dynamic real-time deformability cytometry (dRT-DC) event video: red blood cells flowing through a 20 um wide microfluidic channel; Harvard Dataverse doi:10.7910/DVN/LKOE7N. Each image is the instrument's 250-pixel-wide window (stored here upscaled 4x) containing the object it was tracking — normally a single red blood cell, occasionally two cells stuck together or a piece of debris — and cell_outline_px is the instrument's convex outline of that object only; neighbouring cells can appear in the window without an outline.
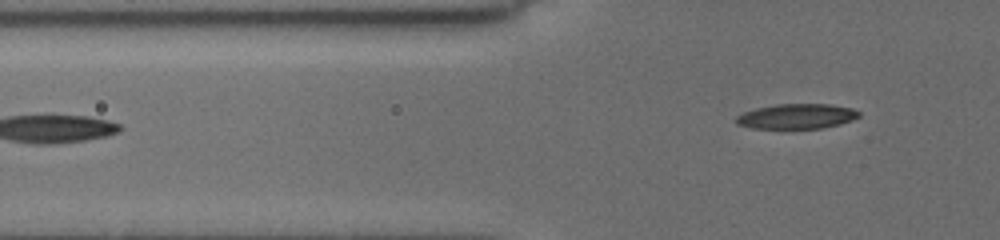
{"species": "common noctule bat (a hibernating species)", "species_latin": "Nyctalus noctula", "temperature_condition": "cold", "stored_images_in_passage": 33, "camera_frame_rate_fps": 3000, "um_per_image_px": 0.085, "animal": {"sex": "female", "body_mass_g": 19.5, "forearm_length_mm": 54.1}, "frame": {"image": 1, "passage_image": 2, "time_ms": 0.333, "image_size_px": [1000, 240], "cell_outline_px": [[860, 116], [852, 120], [840, 124], [820, 128], [752, 128], [736, 124], [736, 116], [744, 112], [756, 108], [776, 104], [828, 104], [852, 108], [860, 112]], "centroid_in_image_um": [67.72, 9.88], "position_along_channel_um": 58.1, "area_um2": 17.8}}
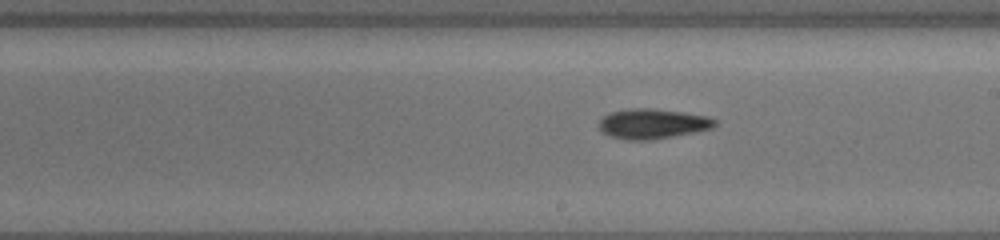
{"frame": {"image": 2, "passage_image": 17, "time_ms": 5.333, "image_size_px": [1000, 240], "cell_outline_px": [[716, 124], [712, 128], [652, 140], [628, 140], [612, 136], [600, 132], [600, 120], [604, 116], [612, 112], [632, 108], [652, 108], [708, 116], [716, 120]], "centroid_in_image_um": [55.46, 10.52], "position_along_channel_um": 233.5, "area_um2": 19.94}}
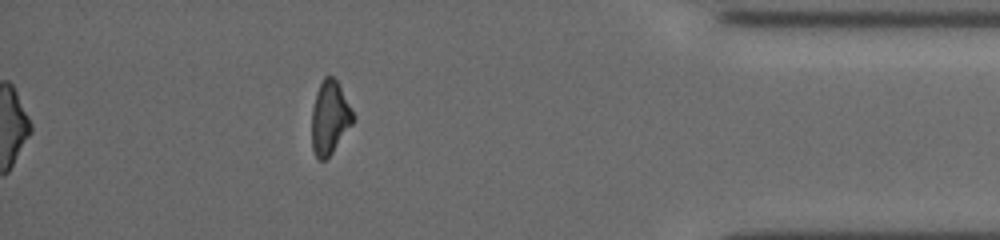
{"frame": {"image": 3, "passage_image": 33, "time_ms": 10.667, "image_size_px": [1000, 240], "cell_outline_px": [[356, 116], [352, 124], [332, 152], [324, 160], [320, 160], [316, 156], [312, 148], [312, 108], [316, 92], [324, 76], [332, 76], [336, 80]], "centroid_in_image_um": [28.03, 9.99], "position_along_channel_um": 407.2, "area_um2": 17.46}, "authors_computed_cell_mechanics": {"area_um2": 19.1896, "velocity_mm_per_s": 3.8497, "shape_relaxation_time_tau1_ms": 4.5525, "shape_relaxation_time_tau2_ms": 4.3018, "deformation_change_tau1": 0.1503, "deformation_change_tau2": 0.1261}}